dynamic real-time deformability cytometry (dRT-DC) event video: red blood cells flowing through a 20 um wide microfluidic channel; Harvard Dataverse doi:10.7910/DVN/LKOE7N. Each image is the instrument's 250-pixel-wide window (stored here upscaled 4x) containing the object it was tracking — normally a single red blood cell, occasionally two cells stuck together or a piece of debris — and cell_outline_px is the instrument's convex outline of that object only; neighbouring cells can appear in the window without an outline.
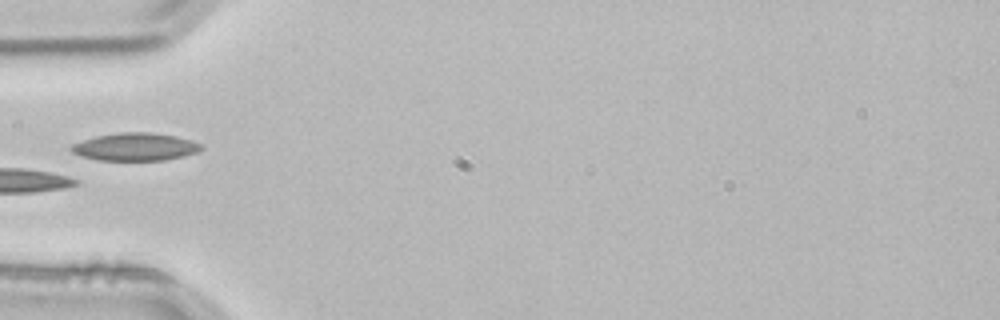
{"species": "common noctule bat (a hibernating species)", "species_latin": "Nyctalus noctula", "temperature_condition": "room temperature", "stored_images_in_passage": 3, "camera_frame_rate_fps": 3000, "um_per_image_px": 0.085, "animal": {"sex": "male", "body_mass_g": 21.5, "forearm_length_mm": 52.0}, "frame": {"image": 1, "passage_image": 3, "time_ms": 0.667, "image_size_px": [1000, 320], "cell_outline_px": [[204, 148], [196, 152], [184, 156], [164, 160], [96, 160], [80, 156], [72, 152], [68, 148], [72, 144], [96, 136], [120, 132], [152, 132], [176, 136], [192, 140], [204, 144]], "centroid_in_image_um": [11.51, 12.48], "position_along_channel_um": 73.5, "area_um2": 21.21}}